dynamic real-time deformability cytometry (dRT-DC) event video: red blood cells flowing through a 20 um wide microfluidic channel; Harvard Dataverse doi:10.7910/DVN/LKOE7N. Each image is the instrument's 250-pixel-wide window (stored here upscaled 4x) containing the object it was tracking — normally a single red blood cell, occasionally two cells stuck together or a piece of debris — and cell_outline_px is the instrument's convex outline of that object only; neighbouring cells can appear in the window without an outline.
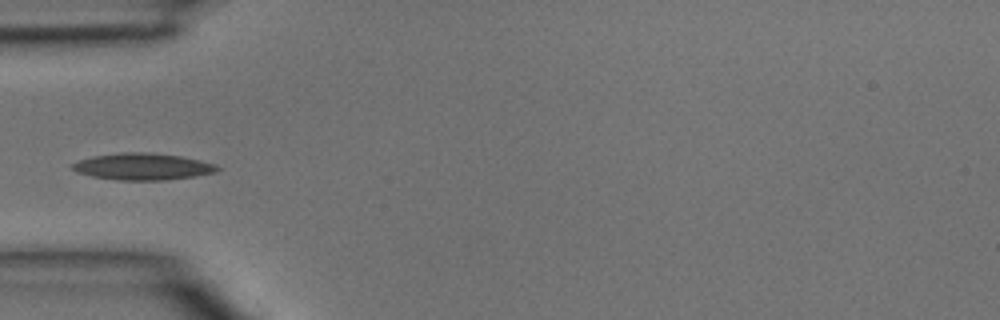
{"species": "common noctule bat (a hibernating species)", "species_latin": "Nyctalus noctula", "temperature_condition": "room temperature", "stored_images_in_passage": 3, "camera_frame_rate_fps": 3000, "um_per_image_px": 0.085, "animal": {"sex": "male", "body_mass_g": 15.6}, "frame": {"image": 1, "passage_image": 3, "time_ms": 0.667, "image_size_px": [1000, 320], "cell_outline_px": [[220, 168], [216, 172], [196, 176], [168, 180], [116, 180], [92, 176], [80, 172], [72, 168], [72, 164], [80, 160], [92, 156], [124, 152], [148, 152], [180, 156], [200, 160], [216, 164]], "centroid_in_image_um": [12.18, 14.16], "position_along_channel_um": 72.8, "area_um2": 22.48}}